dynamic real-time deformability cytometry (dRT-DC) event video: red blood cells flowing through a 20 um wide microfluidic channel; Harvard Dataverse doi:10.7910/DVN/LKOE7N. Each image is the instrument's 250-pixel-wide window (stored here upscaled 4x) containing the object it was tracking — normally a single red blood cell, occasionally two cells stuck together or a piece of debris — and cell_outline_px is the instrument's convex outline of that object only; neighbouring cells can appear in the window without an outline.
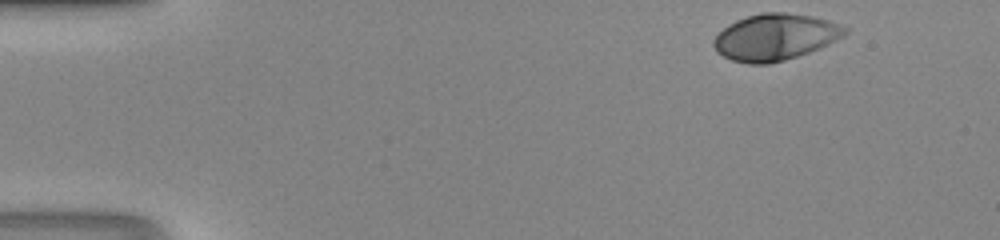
{"species": "human", "species_latin": "Homo sapiens", "temperature_condition": "room temperature", "stored_images_in_passage": 36, "camera_frame_rate_fps": 3000, "um_per_image_px": 0.085, "donor": {"sex": "male"}, "frame": {"image": 1, "passage_image": 1, "time_ms": 0.0, "image_size_px": [1000, 240], "cell_outline_px": [[848, 32], [844, 36], [820, 48], [784, 60], [768, 64], [748, 64], [732, 60], [716, 52], [712, 44], [712, 40], [724, 28], [736, 20], [760, 12], [784, 12], [812, 16], [828, 20], [840, 24], [848, 28]], "centroid_in_image_um": [65.89, 3.15], "position_along_channel_um": 19.1, "area_um2": 35.55}}
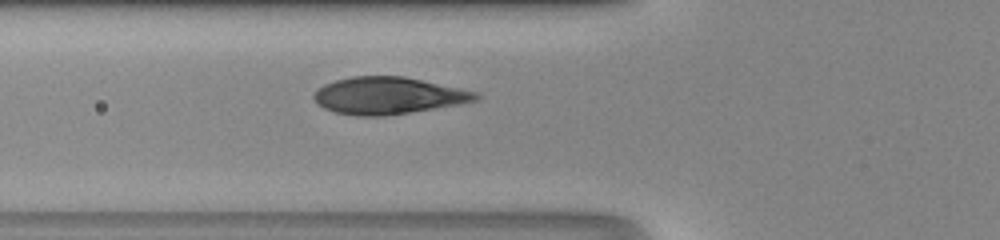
{"frame": {"image": 2, "passage_image": 14, "time_ms": 4.333, "image_size_px": [1000, 240], "cell_outline_px": [[480, 96], [476, 100], [456, 104], [408, 112], [380, 116], [356, 116], [336, 112], [324, 108], [312, 96], [316, 88], [324, 84], [336, 80], [352, 76], [404, 76], [476, 92]], "centroid_in_image_um": [32.92, 8.11], "position_along_channel_um": 92.9, "area_um2": 34.33}}
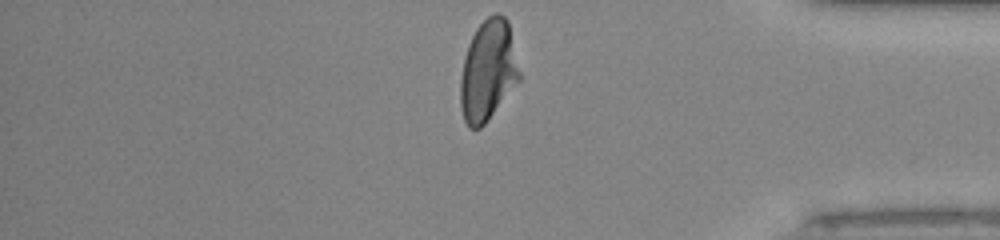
{"frame": {"image": 3, "passage_image": 36, "time_ms": 11.667, "image_size_px": [1000, 240], "cell_outline_px": [[520, 80], [484, 124], [480, 128], [468, 128], [464, 120], [460, 108], [460, 80], [464, 60], [468, 44], [476, 28], [488, 16], [496, 12], [500, 12], [508, 20], [520, 72]], "centroid_in_image_um": [41.48, 5.99], "position_along_channel_um": 393.7, "area_um2": 34.56}}